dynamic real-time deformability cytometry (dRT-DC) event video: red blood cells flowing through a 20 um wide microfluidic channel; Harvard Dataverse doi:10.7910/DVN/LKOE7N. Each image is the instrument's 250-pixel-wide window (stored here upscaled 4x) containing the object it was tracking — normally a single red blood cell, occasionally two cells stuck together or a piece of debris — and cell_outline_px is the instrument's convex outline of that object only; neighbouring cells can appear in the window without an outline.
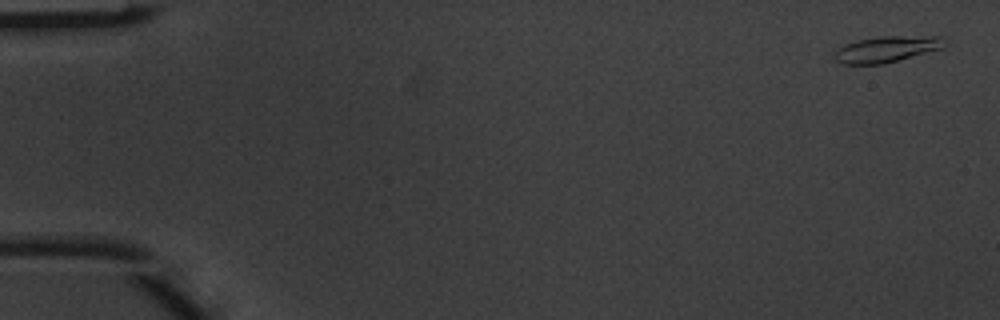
{"species": "common noctule bat (a hibernating species)", "species_latin": "Nyctalus noctula", "temperature_condition": "warm", "stored_images_in_passage": 8, "camera_frame_rate_fps": 3000, "um_per_image_px": 0.085, "animal": {"sex": "male", "body_mass_g": 20.1, "forearm_length_mm": 53.5}, "frame": {"image": 1, "passage_image": 1, "time_ms": 0.0, "image_size_px": [1000, 320], "cell_outline_px": [[948, 40], [944, 48], [884, 64], [840, 64], [832, 56], [844, 44], [856, 40], [884, 36], [940, 36]], "centroid_in_image_um": [75.41, 4.18], "position_along_channel_um": 9.6, "area_um2": 16.94}}
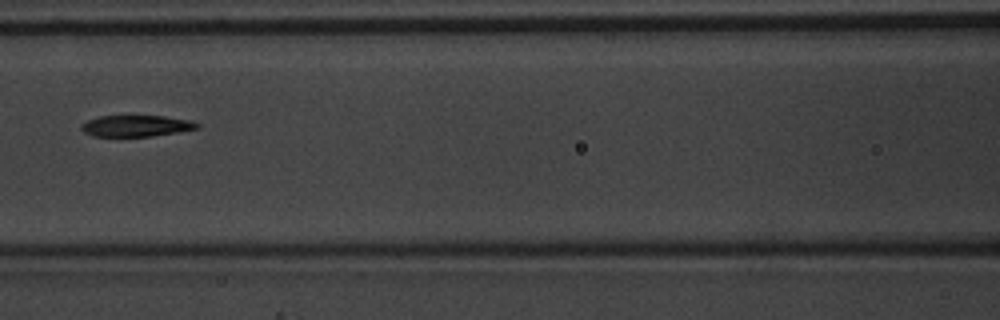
{"frame": {"image": 2, "passage_image": 7, "time_ms": 2.0, "image_size_px": [1000, 320], "cell_outline_px": [[200, 128], [152, 136], [92, 136], [84, 132], [80, 128], [80, 124], [88, 120], [100, 116], [128, 112], [164, 116], [192, 120], [200, 124]], "centroid_in_image_um": [11.55, 10.64], "position_along_channel_um": 155.0, "area_um2": 15.32}}
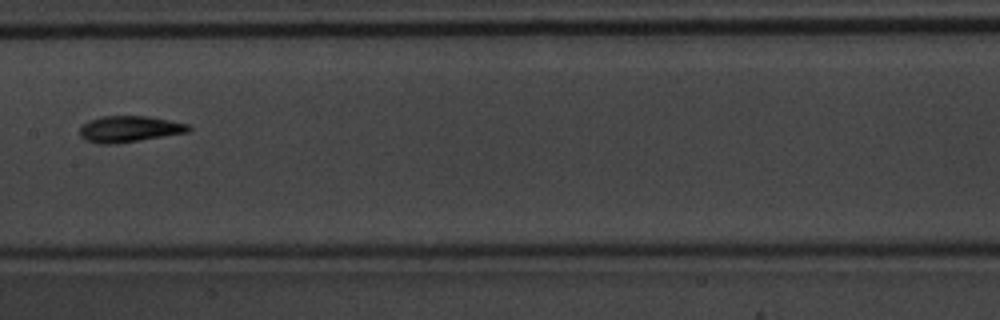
{"frame": {"image": 3, "passage_image": 8, "time_ms": 2.333, "image_size_px": [1000, 320], "cell_outline_px": [[192, 128], [188, 132], [116, 144], [100, 144], [84, 140], [80, 136], [80, 128], [88, 120], [104, 116], [148, 116], [188, 124]], "centroid_in_image_um": [10.97, 10.97], "position_along_channel_um": 196.4, "area_um2": 16.59}}